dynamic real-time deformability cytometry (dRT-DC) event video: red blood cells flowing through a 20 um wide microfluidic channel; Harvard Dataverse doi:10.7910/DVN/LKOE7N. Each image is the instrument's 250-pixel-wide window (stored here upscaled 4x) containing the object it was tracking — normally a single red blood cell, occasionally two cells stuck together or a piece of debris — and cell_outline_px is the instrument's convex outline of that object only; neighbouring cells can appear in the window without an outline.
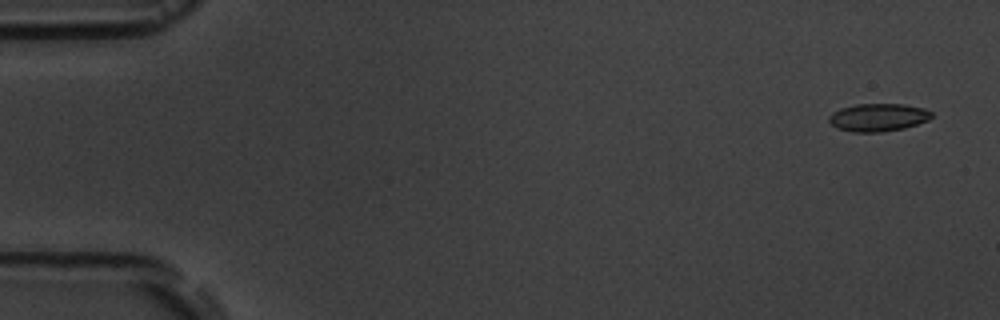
{"species": "common noctule bat (a hibernating species)", "species_latin": "Nyctalus noctula", "temperature_condition": "room temperature", "stored_images_in_passage": 6, "segment_of_instrument_passage": [1, 2], "camera_frame_rate_fps": 3000, "um_per_image_px": 0.085, "animal": {"sex": "male", "body_mass_g": 19.5, "forearm_length_mm": 54.6}, "frame": {"image": 1, "passage_image": 1, "time_ms": 0.0, "image_size_px": [1000, 320], "cell_outline_px": [[932, 116], [928, 120], [904, 128], [880, 132], [852, 132], [836, 128], [828, 120], [828, 116], [832, 112], [840, 108], [856, 104], [904, 104], [924, 108], [932, 112]], "centroid_in_image_um": [74.61, 9.97], "position_along_channel_um": 10.4, "area_um2": 16.7}}